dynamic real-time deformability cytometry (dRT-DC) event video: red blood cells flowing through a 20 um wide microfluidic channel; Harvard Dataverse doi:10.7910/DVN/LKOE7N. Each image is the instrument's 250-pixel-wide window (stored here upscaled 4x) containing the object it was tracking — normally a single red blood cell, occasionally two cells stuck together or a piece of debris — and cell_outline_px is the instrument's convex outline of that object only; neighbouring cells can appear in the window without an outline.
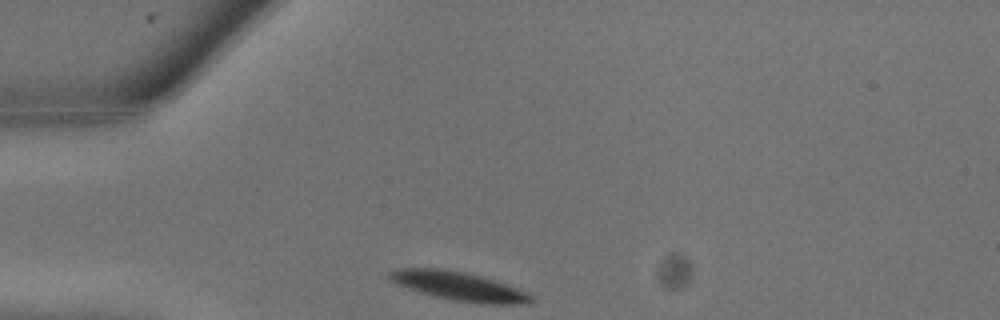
{"species": "common noctule bat (a hibernating species)", "species_latin": "Nyctalus noctula", "temperature_condition": "warm", "stored_images_in_passage": 2, "camera_frame_rate_fps": 3000, "um_per_image_px": 0.085, "animal": {"sex": "male", "body_mass_g": 13.3}, "frame": {"image": 1, "passage_image": 1, "time_ms": 0.0, "image_size_px": [1000, 320], "cell_outline_px": [[536, 300], [528, 304], [488, 304], [456, 300], [436, 296], [388, 280], [388, 272], [396, 268], [436, 268], [464, 272], [480, 276], [528, 292]], "centroid_in_image_um": [39.05, 24.32], "position_along_channel_um": 46.0, "area_um2": 23.12}}